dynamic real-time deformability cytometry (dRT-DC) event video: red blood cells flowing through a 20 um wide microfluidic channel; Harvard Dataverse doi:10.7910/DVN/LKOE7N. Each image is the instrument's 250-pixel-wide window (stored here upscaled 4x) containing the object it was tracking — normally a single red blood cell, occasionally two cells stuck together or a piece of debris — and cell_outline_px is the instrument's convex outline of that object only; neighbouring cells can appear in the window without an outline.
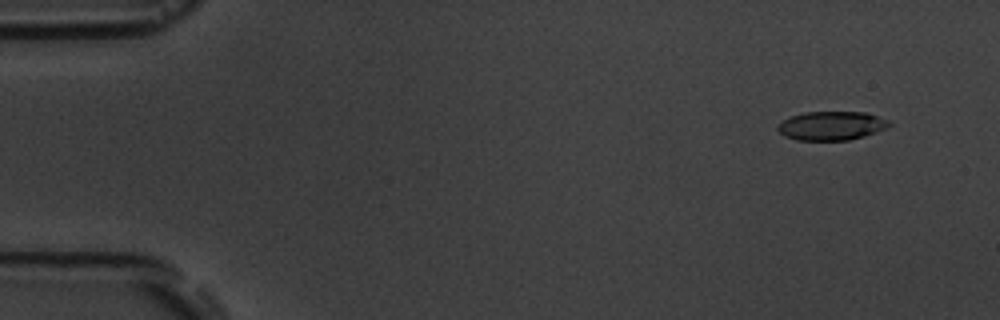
{"species": "common noctule bat (a hibernating species)", "species_latin": "Nyctalus noctula", "temperature_condition": "room temperature", "stored_images_in_passage": 17, "camera_frame_rate_fps": 3000, "um_per_image_px": 0.085, "animal": {"sex": "male", "body_mass_g": 19.5, "forearm_length_mm": 54.6}, "frame": {"image": 1, "passage_image": 2, "time_ms": 1.333, "image_size_px": [1000, 320], "cell_outline_px": [[892, 124], [888, 128], [864, 136], [848, 140], [796, 140], [784, 136], [776, 128], [788, 116], [804, 112], [864, 112], [888, 120]], "centroid_in_image_um": [70.67, 10.69], "position_along_channel_um": 14.3, "area_um2": 18.73}}
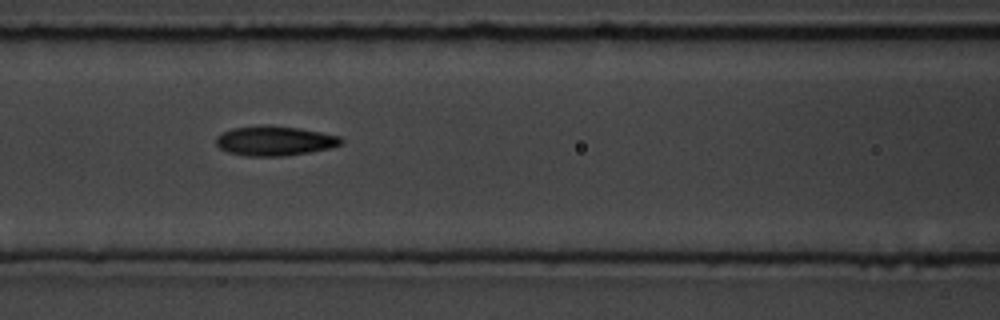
{"frame": {"image": 2, "passage_image": 8, "time_ms": 8.0, "image_size_px": [1000, 320], "cell_outline_px": [[344, 140], [340, 144], [328, 148], [288, 156], [244, 156], [228, 152], [220, 148], [216, 144], [216, 136], [232, 128], [296, 128], [320, 132], [340, 136]], "centroid_in_image_um": [23.35, 12.02], "position_along_channel_um": 143.3, "area_um2": 20.63}}
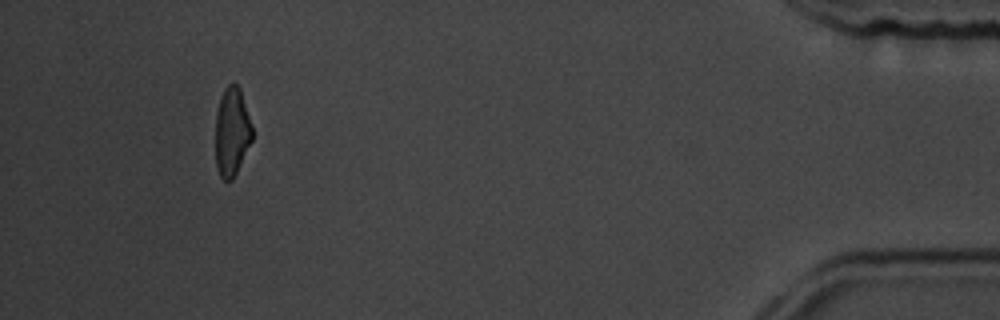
{"frame": {"image": 3, "passage_image": 16, "time_ms": 17.333, "image_size_px": [1000, 320], "cell_outline_px": [[252, 140], [232, 180], [224, 180], [220, 176], [216, 168], [216, 112], [224, 88], [232, 80], [240, 88], [252, 128]], "centroid_in_image_um": [19.7, 11.18], "position_along_channel_um": 415.5, "area_um2": 18.79}, "authors_computed_cell_mechanics": {"area_um2": 20.0566, "velocity_mm_per_s": 3.6534, "shape_relaxation_time_tau1_ms": 10.4651, "shape_relaxation_time_tau2_ms": 2.6086, "deformation_change_tau1": 0.2422, "deformation_change_tau2": 0.0944}}